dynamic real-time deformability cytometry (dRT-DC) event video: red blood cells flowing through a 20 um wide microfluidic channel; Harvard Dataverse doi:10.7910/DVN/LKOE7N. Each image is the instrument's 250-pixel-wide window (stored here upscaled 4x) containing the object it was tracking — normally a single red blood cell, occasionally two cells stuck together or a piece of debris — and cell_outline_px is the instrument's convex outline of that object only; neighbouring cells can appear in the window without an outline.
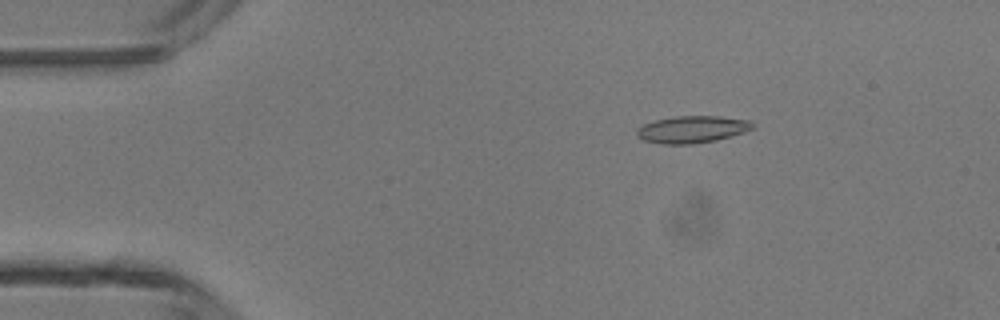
{"species": "common noctule bat (a hibernating species)", "species_latin": "Nyctalus noctula", "temperature_condition": "room temperature", "stored_images_in_passage": 47, "camera_frame_rate_fps": 3000, "um_per_image_px": 0.085, "animal": {"sex": "male", "body_mass_g": 13.3}, "frame": {"image": 1, "passage_image": 8, "time_ms": 2.333, "image_size_px": [1000, 320], "cell_outline_px": [[756, 128], [732, 136], [716, 140], [692, 144], [660, 144], [644, 140], [636, 136], [636, 128], [644, 124], [656, 120], [676, 116], [720, 116], [752, 120], [756, 124]], "centroid_in_image_um": [58.88, 10.99], "position_along_channel_um": 26.1, "area_um2": 18.55}}
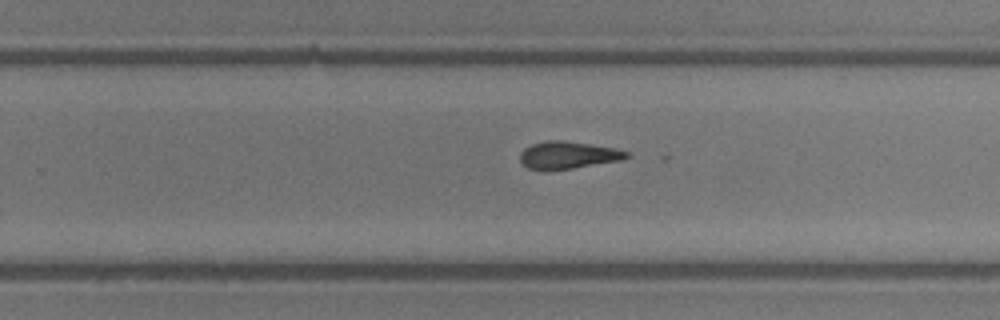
{"frame": {"image": 2, "passage_image": 30, "time_ms": 9.667, "image_size_px": [1000, 320], "cell_outline_px": [[628, 156], [620, 160], [572, 168], [544, 172], [528, 168], [520, 160], [520, 152], [524, 148], [532, 144], [544, 140], [564, 140], [592, 144], [616, 148], [628, 152]], "centroid_in_image_um": [48.22, 13.18], "position_along_channel_um": 281.6, "area_um2": 17.17}}
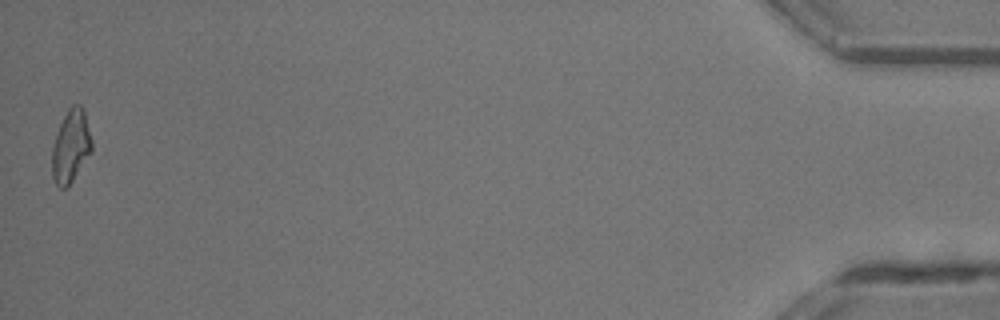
{"frame": {"image": 3, "passage_image": 47, "time_ms": 15.333, "image_size_px": [1000, 320], "cell_outline_px": [[92, 152], [68, 188], [60, 188], [56, 184], [52, 176], [52, 148], [56, 132], [68, 108], [72, 104], [80, 104], [84, 112], [92, 140]], "centroid_in_image_um": [6.02, 12.46], "position_along_channel_um": 429.2, "area_um2": 16.99}}